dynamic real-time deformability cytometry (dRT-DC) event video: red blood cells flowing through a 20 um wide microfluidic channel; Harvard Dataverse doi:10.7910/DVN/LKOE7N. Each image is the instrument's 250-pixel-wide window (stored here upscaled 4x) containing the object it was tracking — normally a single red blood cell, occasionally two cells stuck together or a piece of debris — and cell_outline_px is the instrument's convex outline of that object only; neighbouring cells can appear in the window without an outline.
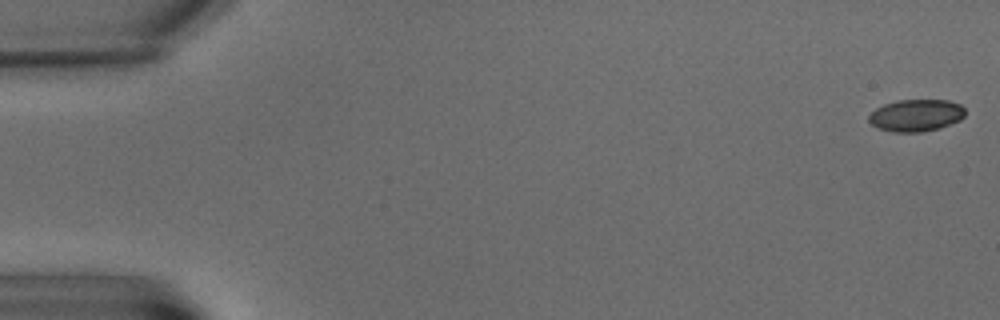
{"species": "common noctule bat (a hibernating species)", "species_latin": "Nyctalus noctula", "temperature_condition": "warm", "stored_images_in_passage": 8, "camera_frame_rate_fps": 3000, "um_per_image_px": 0.085, "animal": {"sex": "male", "body_mass_g": 15.6}, "frame": {"image": 1, "passage_image": 1, "time_ms": 0.0, "image_size_px": [1000, 320], "cell_outline_px": [[964, 116], [960, 120], [940, 128], [920, 132], [892, 132], [880, 128], [872, 124], [868, 120], [868, 116], [876, 108], [884, 104], [896, 100], [948, 100], [960, 104], [964, 108]], "centroid_in_image_um": [77.87, 9.8], "position_along_channel_um": 7.1, "area_um2": 17.98}}
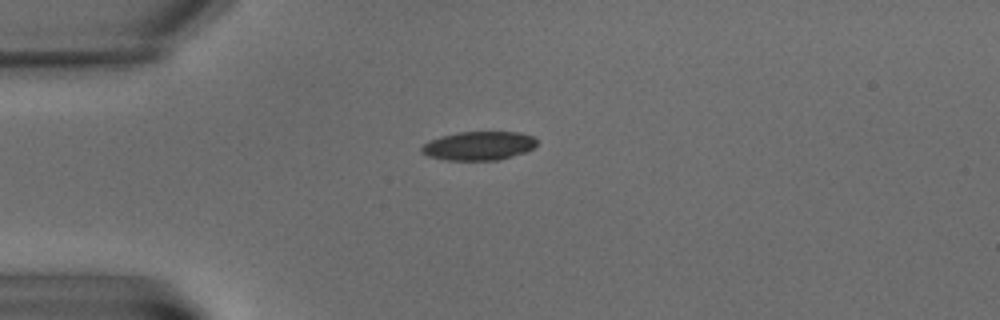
{"frame": {"image": 2, "passage_image": 6, "time_ms": 6.0, "image_size_px": [1000, 320], "cell_outline_px": [[536, 144], [532, 148], [524, 152], [512, 156], [496, 160], [444, 160], [428, 156], [420, 152], [420, 148], [428, 140], [440, 136], [456, 132], [520, 132], [532, 136], [536, 140]], "centroid_in_image_um": [40.63, 12.39], "position_along_channel_um": 44.4, "area_um2": 19.36}}